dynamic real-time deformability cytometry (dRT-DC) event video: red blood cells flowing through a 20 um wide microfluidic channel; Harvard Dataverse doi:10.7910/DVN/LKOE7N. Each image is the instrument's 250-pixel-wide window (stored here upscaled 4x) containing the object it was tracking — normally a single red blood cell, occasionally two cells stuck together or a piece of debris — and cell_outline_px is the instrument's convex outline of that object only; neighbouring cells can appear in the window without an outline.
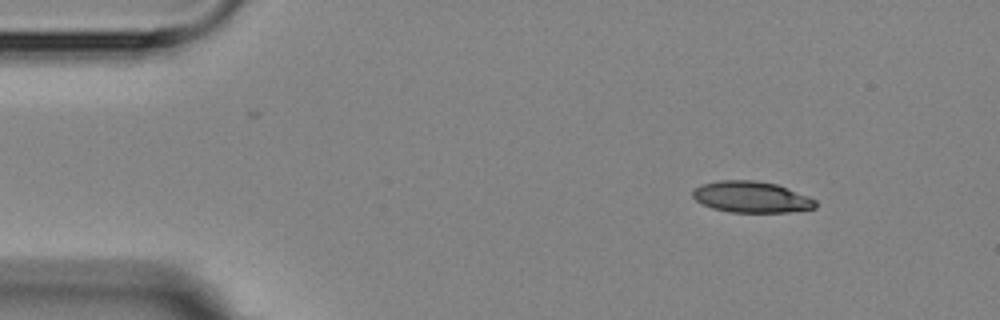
{"species": "Egyptian fruit bat (a non-hibernating species)", "species_latin": "Rousettus aegyptiacus", "temperature_condition": "room temperature", "stored_images_in_passage": 4, "camera_frame_rate_fps": 3000, "um_per_image_px": 0.085, "animal": {"sex": "female"}, "frame": {"image": 1, "passage_image": 1, "time_ms": 0.0, "image_size_px": [1000, 320], "cell_outline_px": [[816, 208], [788, 212], [732, 212], [712, 208], [696, 200], [692, 196], [692, 192], [700, 184], [720, 180], [756, 180], [776, 184], [808, 196], [816, 200]], "centroid_in_image_um": [63.87, 16.74], "position_along_channel_um": 21.1, "area_um2": 22.25}}